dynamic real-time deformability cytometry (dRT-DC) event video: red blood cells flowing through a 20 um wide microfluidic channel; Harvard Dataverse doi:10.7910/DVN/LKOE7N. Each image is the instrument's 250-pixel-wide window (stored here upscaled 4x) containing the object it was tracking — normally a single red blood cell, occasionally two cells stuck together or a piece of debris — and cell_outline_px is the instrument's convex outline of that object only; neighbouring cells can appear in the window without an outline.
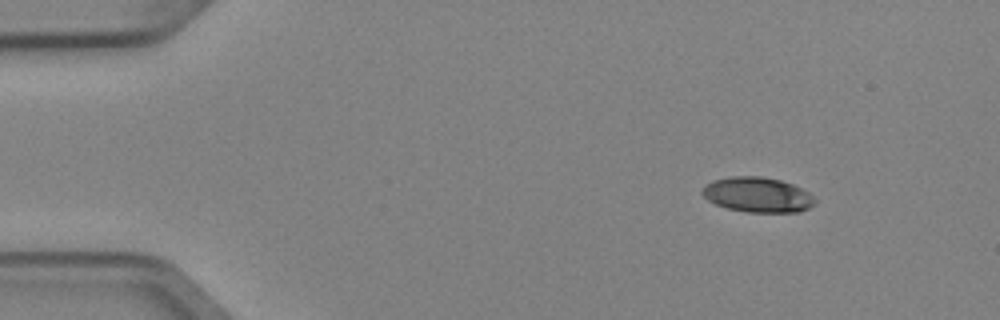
{"species": "Egyptian fruit bat (a non-hibernating species)", "species_latin": "Rousettus aegyptiacus", "temperature_condition": "cold", "stored_images_in_passage": 3, "camera_frame_rate_fps": 3000, "um_per_image_px": 0.085, "animal": {"sex": "female"}, "frame": {"image": 1, "passage_image": 1, "time_ms": 0.0, "image_size_px": [1000, 320], "cell_outline_px": [[816, 204], [800, 212], [748, 212], [728, 208], [716, 204], [708, 200], [700, 192], [704, 184], [712, 180], [732, 176], [760, 176], [780, 180], [792, 184], [808, 192], [816, 200]], "centroid_in_image_um": [64.38, 16.55], "position_along_channel_um": 20.6, "area_um2": 23.06}}
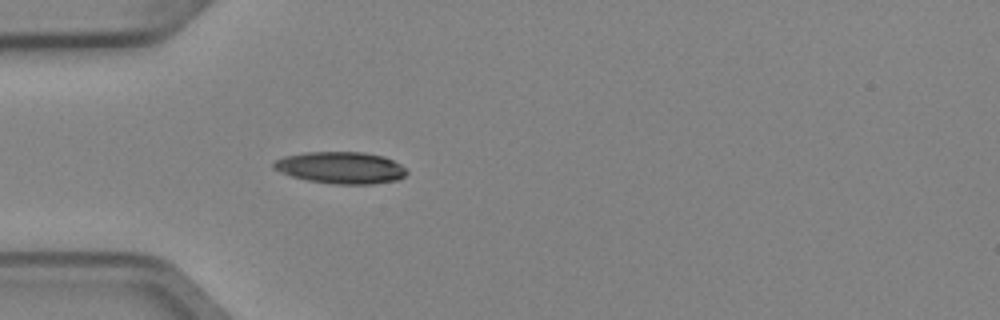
{"frame": {"image": 2, "passage_image": 3, "time_ms": 0.667, "image_size_px": [1000, 320], "cell_outline_px": [[408, 172], [404, 176], [396, 180], [372, 184], [332, 184], [308, 180], [292, 176], [280, 172], [272, 168], [272, 164], [276, 160], [284, 156], [308, 152], [364, 152], [384, 156], [400, 164]], "centroid_in_image_um": [28.96, 14.25], "position_along_channel_um": 56.0, "area_um2": 24.62}}